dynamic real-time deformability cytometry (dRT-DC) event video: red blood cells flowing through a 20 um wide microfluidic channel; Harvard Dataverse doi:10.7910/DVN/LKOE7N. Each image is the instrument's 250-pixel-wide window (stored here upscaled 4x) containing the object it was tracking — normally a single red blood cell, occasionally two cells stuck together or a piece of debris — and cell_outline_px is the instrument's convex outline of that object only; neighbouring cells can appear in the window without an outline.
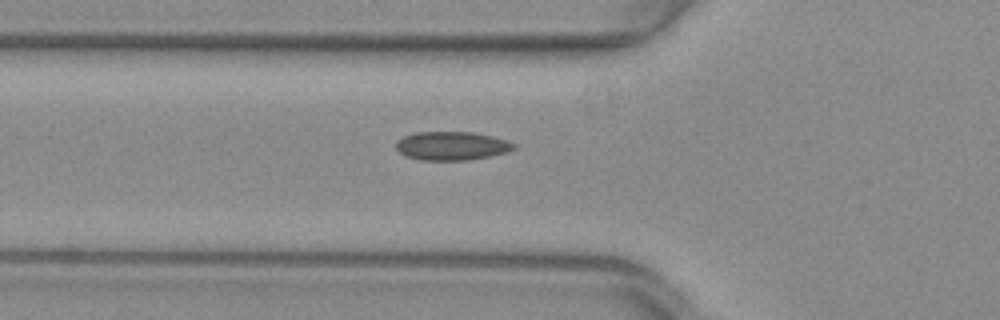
{"species": "common noctule bat (a hibernating species)", "species_latin": "Nyctalus noctula", "temperature_condition": "warm", "stored_images_in_passage": 38, "camera_frame_rate_fps": 3000, "um_per_image_px": 0.085, "animal": {"sex": "female", "body_mass_g": 29.2, "forearm_length_mm": 56.3}, "frame": {"image": 1, "passage_image": 5, "time_ms": 1.333, "image_size_px": [1000, 320], "cell_outline_px": [[516, 148], [504, 152], [488, 156], [468, 160], [420, 160], [404, 156], [396, 148], [396, 140], [404, 136], [416, 132], [472, 132], [492, 136], [508, 140], [516, 144]], "centroid_in_image_um": [38.37, 12.39], "position_along_channel_um": 87.4, "area_um2": 19.65}}
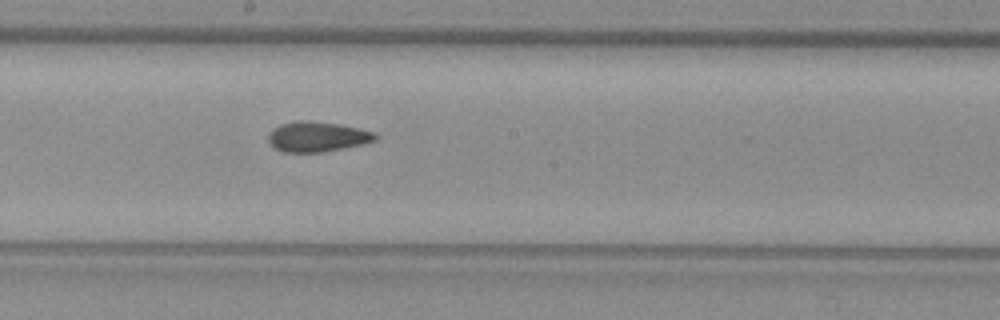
{"frame": {"image": 2, "passage_image": 15, "time_ms": 4.667, "image_size_px": [1000, 320], "cell_outline_px": [[380, 136], [376, 140], [344, 148], [324, 152], [284, 152], [268, 144], [268, 136], [280, 124], [300, 120], [340, 124], [372, 132]], "centroid_in_image_um": [26.96, 11.63], "position_along_channel_um": 221.2, "area_um2": 18.5}}
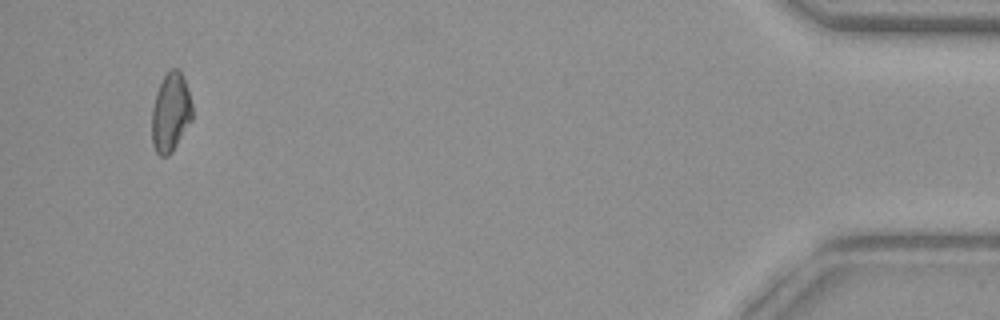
{"frame": {"image": 3, "passage_image": 36, "time_ms": 11.667, "image_size_px": [1000, 320], "cell_outline_px": [[192, 120], [172, 152], [168, 156], [160, 156], [156, 152], [152, 144], [152, 108], [156, 92], [164, 76], [172, 68], [180, 68], [192, 104]], "centroid_in_image_um": [14.5, 9.57], "position_along_channel_um": 420.7, "area_um2": 18.55}, "authors_computed_cell_mechanics": {"area_um2": 18.5827, "velocity_mm_per_s": 4.0012, "shape_relaxation_time_tau1_ms": null, "shape_relaxation_time_tau2_ms": 2.7428, "deformation_change_tau1": null, "deformation_change_tau2": 0.077}}